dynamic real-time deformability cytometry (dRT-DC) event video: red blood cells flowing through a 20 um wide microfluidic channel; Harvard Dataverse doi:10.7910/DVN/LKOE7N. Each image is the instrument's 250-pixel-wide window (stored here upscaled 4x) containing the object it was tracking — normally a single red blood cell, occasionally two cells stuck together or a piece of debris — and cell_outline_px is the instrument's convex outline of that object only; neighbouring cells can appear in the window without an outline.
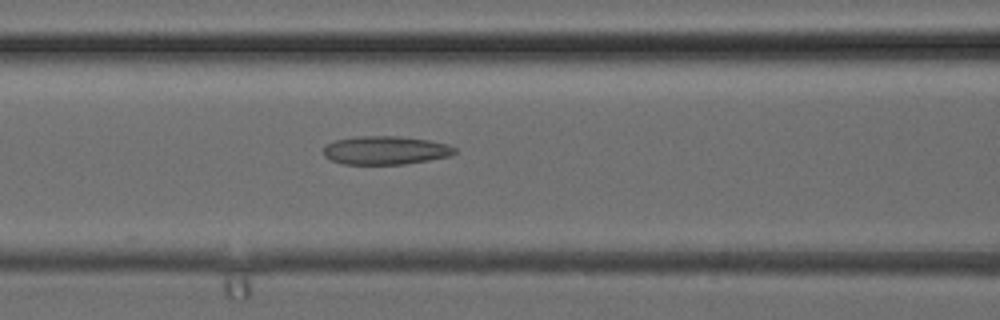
{"species": "common noctule bat (a hibernating species)", "species_latin": "Nyctalus noctula", "temperature_condition": "cold", "stored_images_in_passage": 38, "camera_frame_rate_fps": 3000, "um_per_image_px": 0.085, "animal": {"sex": "female", "body_mass_g": 24.6, "forearm_length_mm": 56.2}, "frame": {"image": 1, "passage_image": 16, "time_ms": 5.0, "image_size_px": [1000, 320], "cell_outline_px": [[456, 152], [452, 156], [404, 164], [344, 164], [332, 160], [324, 156], [324, 148], [328, 144], [336, 140], [356, 136], [400, 136], [428, 140], [448, 144], [456, 148]], "centroid_in_image_um": [32.8, 12.77], "position_along_channel_um": 133.8, "area_um2": 21.73}}
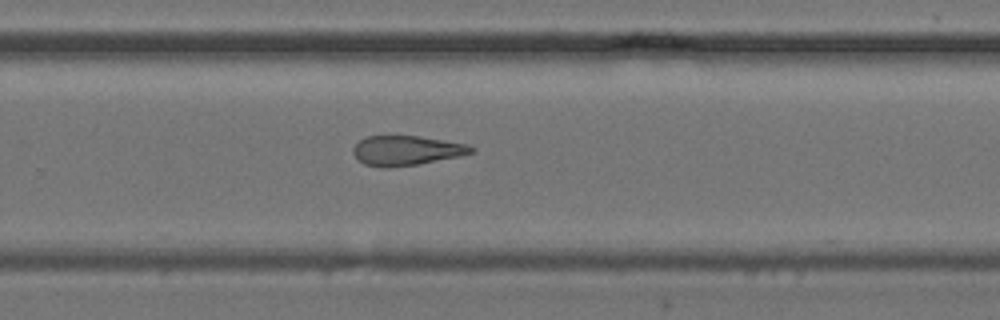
{"frame": {"image": 2, "passage_image": 25, "time_ms": 8.0, "image_size_px": [1000, 320], "cell_outline_px": [[476, 152], [460, 156], [416, 164], [388, 168], [364, 164], [352, 152], [352, 148], [360, 140], [368, 136], [420, 136], [468, 144], [476, 148]], "centroid_in_image_um": [34.59, 12.79], "position_along_channel_um": 295.2, "area_um2": 20.35}}
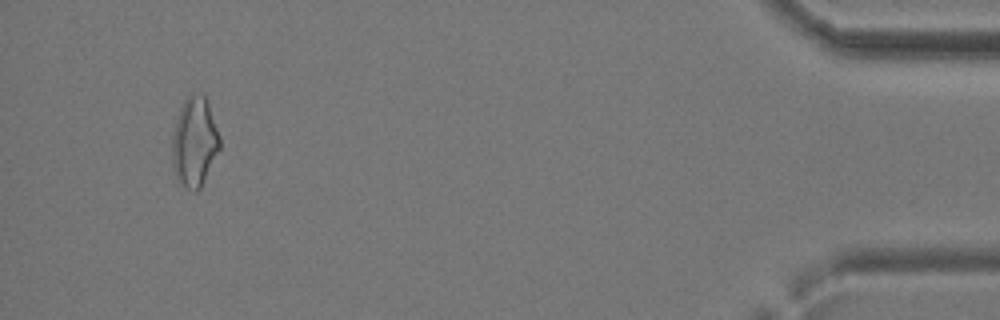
{"frame": {"image": 3, "passage_image": 36, "time_ms": 11.667, "image_size_px": [1000, 320], "cell_outline_px": [[220, 148], [200, 188], [196, 192], [192, 192], [176, 180], [172, 164], [172, 132], [180, 108], [184, 100], [188, 96], [204, 92], [208, 100], [220, 136]], "centroid_in_image_um": [16.53, 12.06], "position_along_channel_um": 418.7, "area_um2": 25.14}}